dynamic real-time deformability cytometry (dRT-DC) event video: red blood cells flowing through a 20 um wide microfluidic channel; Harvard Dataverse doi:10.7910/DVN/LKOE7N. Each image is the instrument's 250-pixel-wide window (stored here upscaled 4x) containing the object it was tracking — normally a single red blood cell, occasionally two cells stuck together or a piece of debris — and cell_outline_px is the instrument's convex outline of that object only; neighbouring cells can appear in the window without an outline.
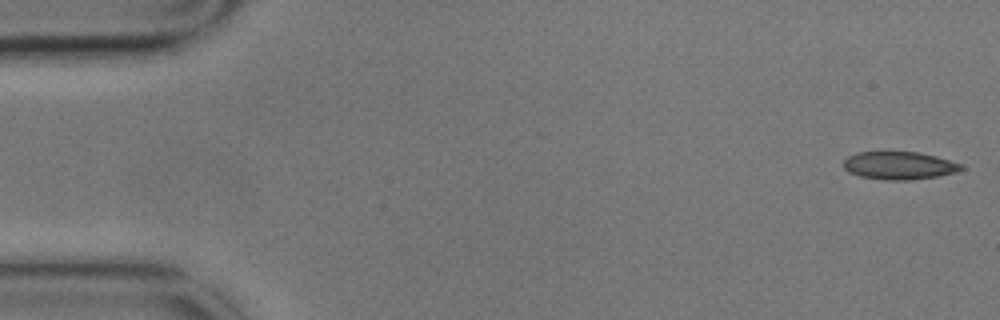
{"species": "common noctule bat (a hibernating species)", "species_latin": "Nyctalus noctula", "temperature_condition": "cold", "stored_images_in_passage": 5, "camera_frame_rate_fps": 3000, "um_per_image_px": 0.085, "animal": {"sex": "male", "body_mass_g": 17.9}, "frame": {"image": 1, "passage_image": 1, "time_ms": 0.0, "image_size_px": [1000, 320], "cell_outline_px": [[964, 168], [956, 172], [936, 176], [908, 180], [884, 180], [860, 176], [848, 172], [844, 168], [844, 160], [848, 156], [856, 152], [916, 152], [936, 156], [964, 164]], "centroid_in_image_um": [76.43, 14.07], "position_along_channel_um": 8.6, "area_um2": 19.07}}
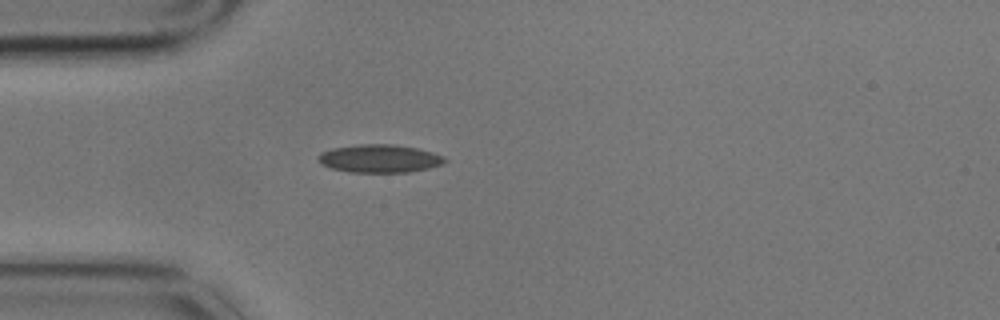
{"frame": {"image": 2, "passage_image": 5, "time_ms": 1.333, "image_size_px": [1000, 320], "cell_outline_px": [[448, 160], [444, 164], [428, 168], [408, 172], [348, 172], [332, 168], [320, 164], [320, 152], [332, 148], [360, 144], [392, 144], [416, 148], [432, 152], [444, 156]], "centroid_in_image_um": [32.29, 13.47], "position_along_channel_um": 52.7, "area_um2": 20.63}}